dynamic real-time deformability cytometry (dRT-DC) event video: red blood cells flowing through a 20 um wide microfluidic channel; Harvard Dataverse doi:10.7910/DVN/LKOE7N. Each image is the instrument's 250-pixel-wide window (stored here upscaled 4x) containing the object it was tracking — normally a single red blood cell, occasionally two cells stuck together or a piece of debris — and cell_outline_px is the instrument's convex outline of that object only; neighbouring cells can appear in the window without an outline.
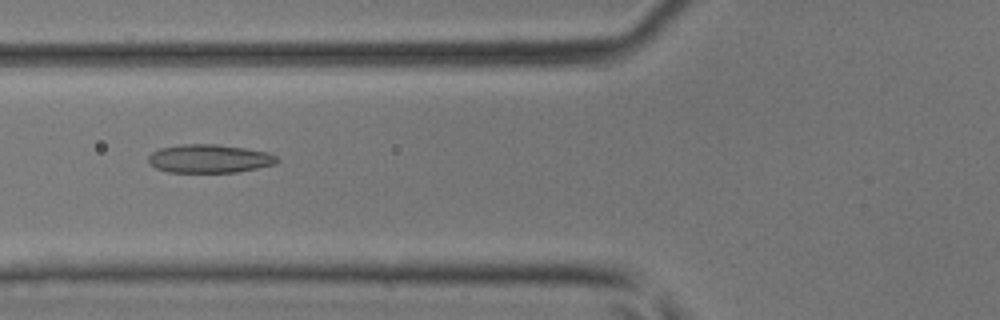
{"species": "common noctule bat (a hibernating species)", "species_latin": "Nyctalus noctula", "temperature_condition": "room temperature", "stored_images_in_passage": 45, "camera_frame_rate_fps": 3000, "um_per_image_px": 0.085, "animal": {"sex": "male", "body_mass_g": 17.9, "forearm_length_mm": 54.2}, "frame": {"image": 1, "passage_image": 17, "time_ms": 5.333, "image_size_px": [1000, 320], "cell_outline_px": [[280, 160], [276, 164], [236, 172], [168, 172], [156, 168], [148, 164], [148, 156], [152, 152], [160, 148], [180, 144], [216, 144], [244, 148], [268, 152], [276, 156]], "centroid_in_image_um": [17.78, 13.48], "position_along_channel_um": 108.0, "area_um2": 21.39}}
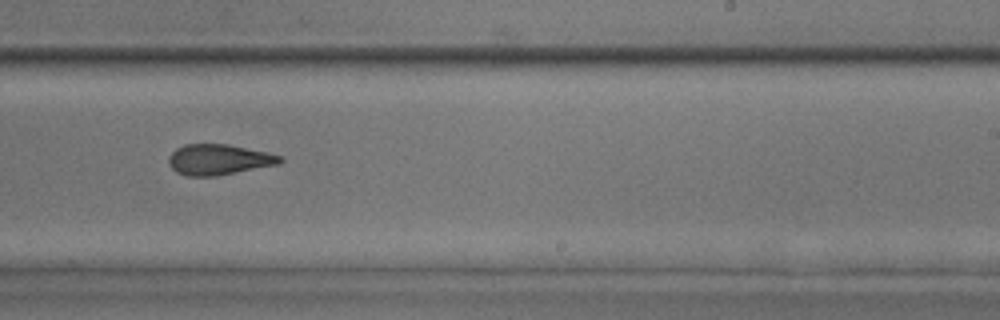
{"frame": {"image": 2, "passage_image": 28, "time_ms": 9.0, "image_size_px": [1000, 320], "cell_outline_px": [[284, 160], [280, 164], [216, 176], [188, 176], [176, 172], [168, 164], [168, 156], [176, 148], [184, 144], [228, 144], [268, 152], [280, 156]], "centroid_in_image_um": [18.58, 13.56], "position_along_channel_um": 270.4, "area_um2": 20.0}}
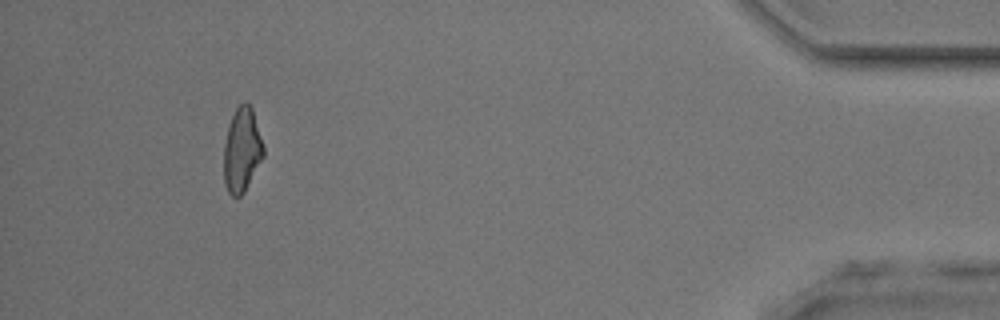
{"frame": {"image": 3, "passage_image": 42, "time_ms": 13.667, "image_size_px": [1000, 320], "cell_outline_px": [[264, 156], [244, 192], [240, 196], [232, 196], [228, 192], [224, 184], [224, 144], [228, 124], [236, 108], [244, 100], [248, 100], [252, 108], [264, 148]], "centroid_in_image_um": [20.55, 12.73], "position_along_channel_um": 414.6, "area_um2": 19.54}}